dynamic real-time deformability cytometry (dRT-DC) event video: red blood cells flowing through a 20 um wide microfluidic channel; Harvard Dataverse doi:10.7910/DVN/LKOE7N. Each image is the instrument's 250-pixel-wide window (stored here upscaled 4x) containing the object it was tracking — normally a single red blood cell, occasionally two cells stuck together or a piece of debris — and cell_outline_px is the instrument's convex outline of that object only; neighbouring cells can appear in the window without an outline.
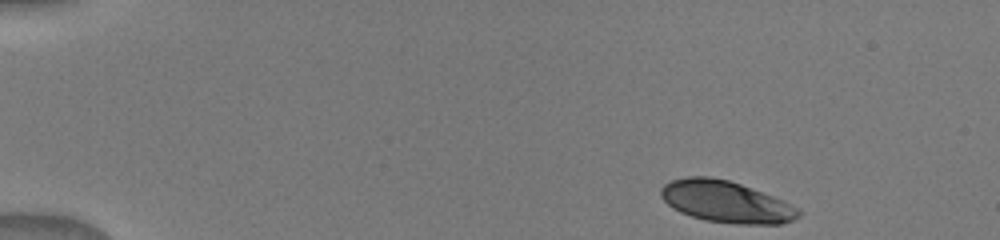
{"species": "human", "species_latin": "Homo sapiens", "temperature_condition": "warm", "stored_images_in_passage": 36, "camera_frame_rate_fps": 3000, "um_per_image_px": 0.085, "donor": {"sex": "male"}, "frame": {"image": 1, "passage_image": 1, "time_ms": 0.0, "image_size_px": [1000, 240], "cell_outline_px": [[800, 216], [792, 220], [780, 224], [736, 224], [704, 220], [680, 212], [672, 208], [660, 196], [660, 188], [664, 184], [672, 180], [688, 176], [708, 176], [728, 180], [752, 188], [772, 196], [796, 208], [800, 212]], "centroid_in_image_um": [61.65, 17.15], "position_along_channel_um": 23.3, "area_um2": 33.12}}
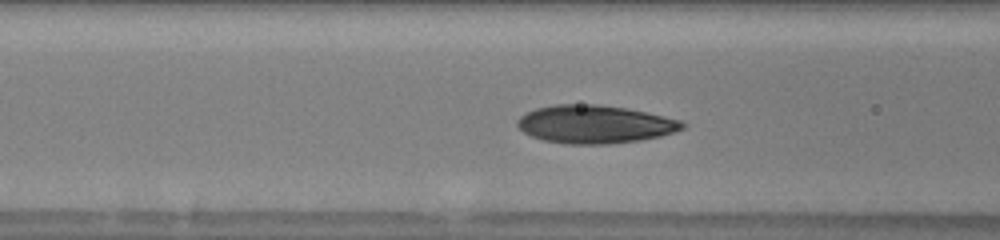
{"frame": {"image": 2, "passage_image": 15, "time_ms": 5.0, "image_size_px": [1000, 240], "cell_outline_px": [[688, 124], [684, 128], [660, 136], [640, 140], [608, 144], [564, 144], [544, 140], [532, 136], [524, 132], [516, 124], [516, 120], [520, 116], [536, 108], [556, 104], [600, 104], [628, 108], [664, 116], [680, 120]], "centroid_in_image_um": [50.56, 10.55], "position_along_channel_um": 116.0, "area_um2": 36.7}}
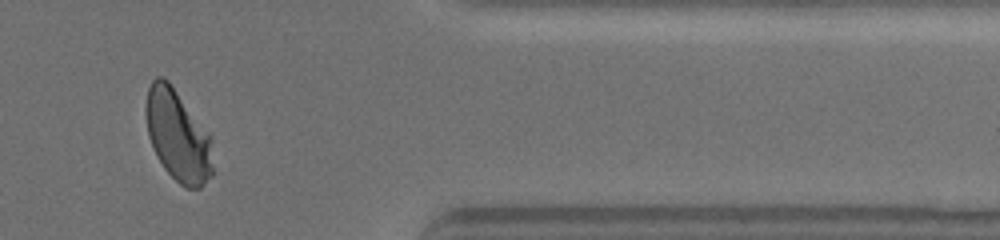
{"frame": {"image": 3, "passage_image": 32, "time_ms": 12.333, "image_size_px": [1000, 240], "cell_outline_px": [[212, 176], [200, 188], [184, 188], [164, 168], [156, 156], [148, 136], [144, 112], [144, 108], [148, 88], [152, 80], [156, 76], [164, 76], [168, 80], [208, 132], [212, 168]], "centroid_in_image_um": [15.06, 11.5], "position_along_channel_um": 396.3, "area_um2": 35.49}}